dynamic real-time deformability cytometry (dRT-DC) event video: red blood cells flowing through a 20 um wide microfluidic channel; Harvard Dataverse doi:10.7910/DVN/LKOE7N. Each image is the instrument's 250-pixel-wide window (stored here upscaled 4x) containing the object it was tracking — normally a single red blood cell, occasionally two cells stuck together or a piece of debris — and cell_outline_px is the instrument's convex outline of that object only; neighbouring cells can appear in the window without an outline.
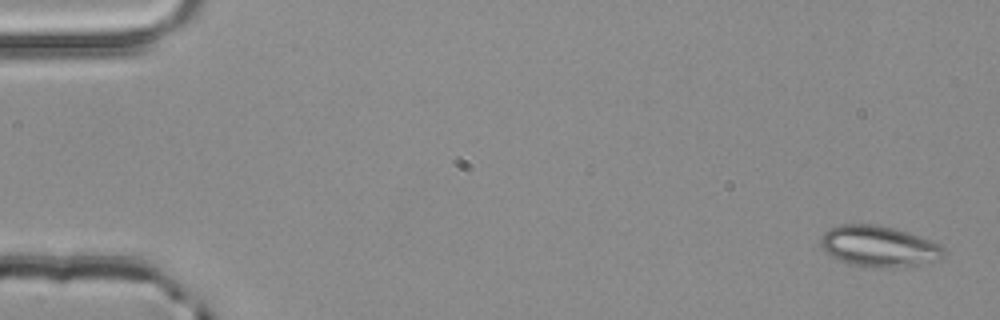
{"species": "common noctule bat (a hibernating species)", "species_latin": "Nyctalus noctula", "temperature_condition": "room temperature", "stored_images_in_passage": 5, "segment_of_instrument_passage": [1, 2], "camera_frame_rate_fps": 3000, "um_per_image_px": 0.085, "animal": {"sex": "male", "body_mass_g": 20.4}, "frame": {"image": 1, "passage_image": 1, "time_ms": 0.0, "image_size_px": [1000, 320], "cell_outline_px": [[944, 252], [936, 260], [916, 264], [852, 264], [840, 260], [824, 252], [820, 244], [820, 236], [828, 228], [840, 224], [876, 224], [892, 228], [940, 244], [944, 248]], "centroid_in_image_um": [74.59, 20.86], "position_along_channel_um": 10.4, "area_um2": 27.86}}